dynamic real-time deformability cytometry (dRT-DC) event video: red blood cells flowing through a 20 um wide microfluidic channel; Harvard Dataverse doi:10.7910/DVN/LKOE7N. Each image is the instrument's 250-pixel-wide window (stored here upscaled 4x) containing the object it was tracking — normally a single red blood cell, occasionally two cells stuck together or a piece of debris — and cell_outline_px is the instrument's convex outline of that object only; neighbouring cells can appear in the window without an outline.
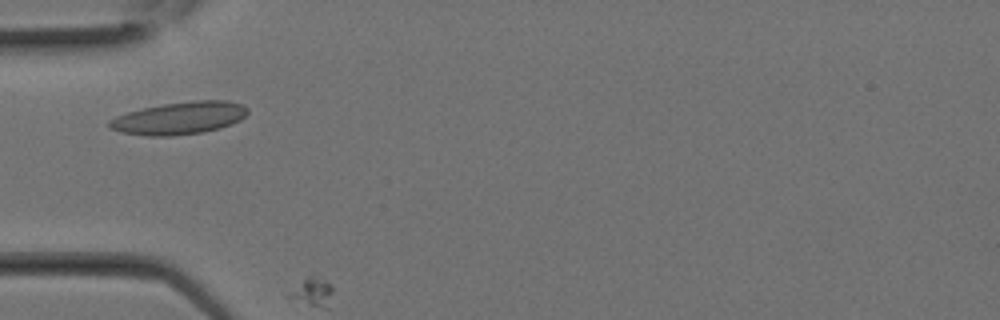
{"species": "Egyptian fruit bat (a non-hibernating species)", "species_latin": "Rousettus aegyptiacus", "temperature_condition": "room temperature", "stored_images_in_passage": 6, "camera_frame_rate_fps": 3000, "um_per_image_px": 0.085, "animal": {"sex": "female"}, "frame": {"image": 1, "passage_image": 5, "time_ms": 1.333, "image_size_px": [1000, 320], "cell_outline_px": [[248, 112], [240, 120], [232, 124], [220, 128], [204, 132], [172, 136], [148, 136], [120, 132], [108, 128], [108, 120], [116, 116], [128, 112], [144, 108], [164, 104], [192, 100], [228, 100], [244, 104], [248, 108]], "centroid_in_image_um": [15.26, 10.04], "position_along_channel_um": 69.7, "area_um2": 26.41}}